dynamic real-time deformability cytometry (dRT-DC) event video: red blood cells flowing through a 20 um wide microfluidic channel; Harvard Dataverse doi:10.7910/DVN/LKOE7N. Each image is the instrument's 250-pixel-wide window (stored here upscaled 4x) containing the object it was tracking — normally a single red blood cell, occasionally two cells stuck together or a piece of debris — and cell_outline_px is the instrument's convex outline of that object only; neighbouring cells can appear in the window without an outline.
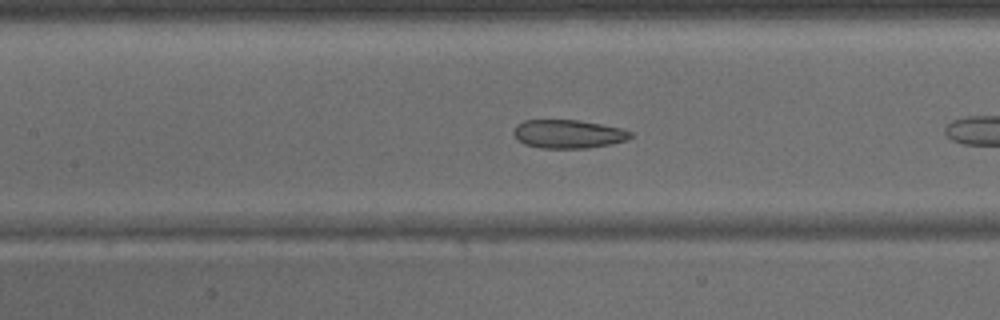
{"species": "common noctule bat (a hibernating species)", "species_latin": "Nyctalus noctula", "temperature_condition": "warm", "stored_images_in_passage": 16, "camera_frame_rate_fps": 3000, "um_per_image_px": 0.085, "animal": {"sex": "male", "body_mass_g": 15.6}, "frame": {"image": 1, "passage_image": 14, "time_ms": 4.333, "image_size_px": [1000, 320], "cell_outline_px": [[632, 136], [628, 140], [612, 144], [588, 148], [540, 148], [524, 144], [516, 140], [512, 132], [516, 124], [524, 120], [576, 120], [624, 128], [632, 132]], "centroid_in_image_um": [48.29, 11.39], "position_along_channel_um": 159.1, "area_um2": 19.71}}